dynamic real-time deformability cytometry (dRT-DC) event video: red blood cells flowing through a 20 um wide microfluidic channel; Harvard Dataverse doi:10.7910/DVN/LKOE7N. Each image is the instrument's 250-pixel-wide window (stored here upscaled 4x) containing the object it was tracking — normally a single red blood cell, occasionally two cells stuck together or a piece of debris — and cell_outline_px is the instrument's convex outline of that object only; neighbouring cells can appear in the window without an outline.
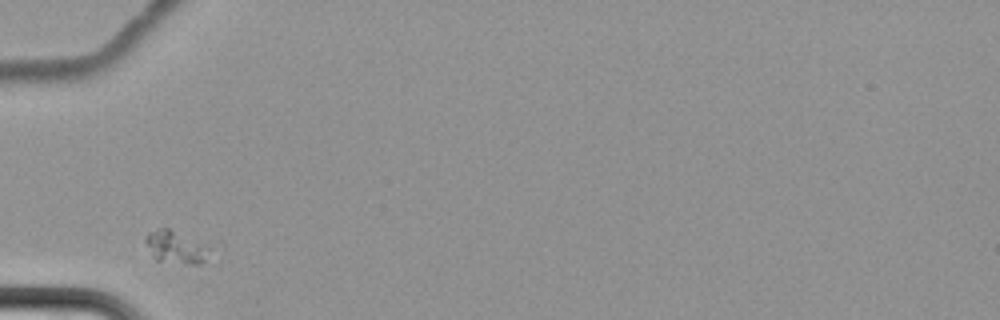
{"species": "common noctule bat (a hibernating species)", "species_latin": "Nyctalus noctula", "temperature_condition": "cold", "stored_images_in_passage": 2, "camera_frame_rate_fps": 3000, "um_per_image_px": 0.085, "animal": {"sex": "female", "body_mass_g": 22.7, "forearm_length_mm": 54.2}, "frame": {"image": 1, "passage_image": 1, "time_ms": 0.0, "image_size_px": [1000, 320], "cell_outline_px": [[212, 248], [204, 260], [200, 264], [184, 264], [156, 260], [152, 256], [144, 240], [144, 236], [148, 232], [160, 228], [168, 228], [204, 244]], "centroid_in_image_um": [14.91, 21.02], "position_along_channel_um": 70.1, "area_um2": 12.08}}